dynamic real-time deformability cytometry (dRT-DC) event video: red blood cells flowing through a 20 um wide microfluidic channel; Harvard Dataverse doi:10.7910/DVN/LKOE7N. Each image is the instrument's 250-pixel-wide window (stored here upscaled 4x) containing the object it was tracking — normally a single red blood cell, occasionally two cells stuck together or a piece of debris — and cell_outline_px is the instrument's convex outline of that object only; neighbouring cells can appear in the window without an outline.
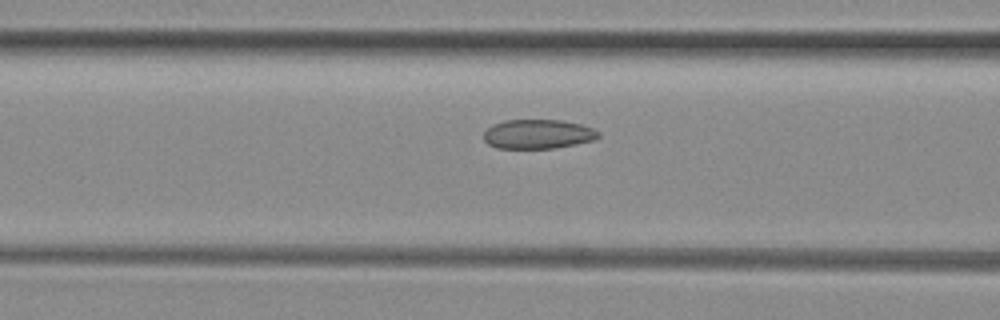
{"species": "common noctule bat (a hibernating species)", "species_latin": "Nyctalus noctula", "temperature_condition": "room temperature", "stored_images_in_passage": 9, "camera_frame_rate_fps": 3000, "um_per_image_px": 0.085, "animal": {"sex": "female", "body_mass_g": 29.2, "forearm_length_mm": 56.3}, "frame": {"image": 1, "passage_image": 8, "time_ms": 2.333, "image_size_px": [1000, 320], "cell_outline_px": [[600, 136], [592, 140], [552, 148], [496, 148], [488, 144], [484, 140], [484, 132], [492, 124], [504, 120], [560, 120], [580, 124], [592, 128], [600, 132]], "centroid_in_image_um": [45.68, 11.39], "position_along_channel_um": 120.9, "area_um2": 19.42}}